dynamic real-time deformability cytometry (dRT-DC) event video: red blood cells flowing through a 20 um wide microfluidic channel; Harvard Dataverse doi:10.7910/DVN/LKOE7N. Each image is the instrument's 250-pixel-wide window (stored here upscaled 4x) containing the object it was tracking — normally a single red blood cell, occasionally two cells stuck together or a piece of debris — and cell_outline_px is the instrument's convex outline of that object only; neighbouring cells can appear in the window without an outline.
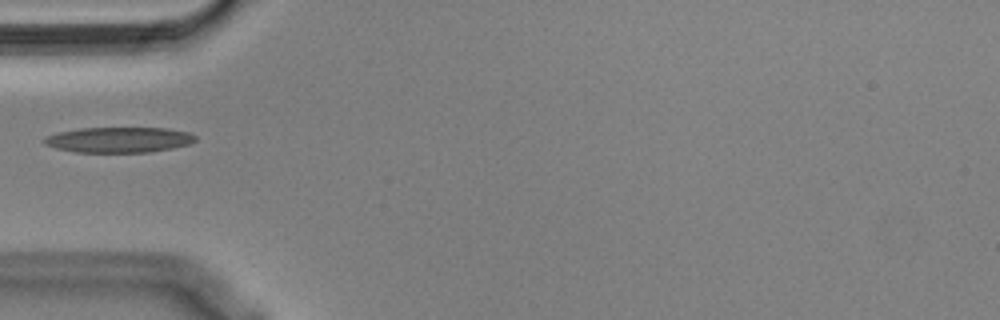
{"species": "Egyptian fruit bat (a non-hibernating species)", "species_latin": "Rousettus aegyptiacus", "temperature_condition": "cold", "stored_images_in_passage": 36, "camera_frame_rate_fps": 3000, "um_per_image_px": 0.085, "animal": {"sex": "male"}, "frame": {"image": 1, "passage_image": 1, "time_ms": 0.0, "image_size_px": [1000, 320], "cell_outline_px": [[196, 140], [188, 144], [172, 148], [148, 152], [76, 152], [56, 148], [44, 144], [44, 136], [56, 132], [80, 128], [164, 128], [188, 132], [196, 136]], "centroid_in_image_um": [10.06, 11.88], "position_along_channel_um": 74.9, "area_um2": 22.37}}
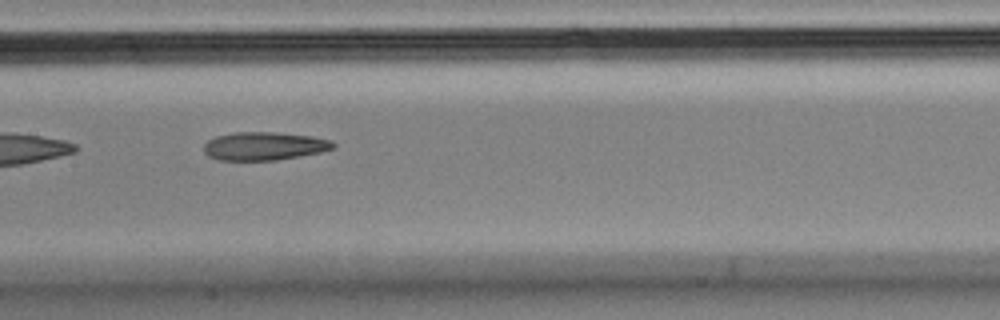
{"frame": {"image": 2, "passage_image": 10, "time_ms": 3.0, "image_size_px": [1000, 320], "cell_outline_px": [[336, 148], [320, 152], [300, 156], [276, 160], [220, 160], [208, 156], [204, 152], [204, 144], [208, 140], [216, 136], [236, 132], [272, 132], [312, 136], [332, 140], [336, 144]], "centroid_in_image_um": [22.48, 12.41], "position_along_channel_um": 184.9, "area_um2": 21.33}}
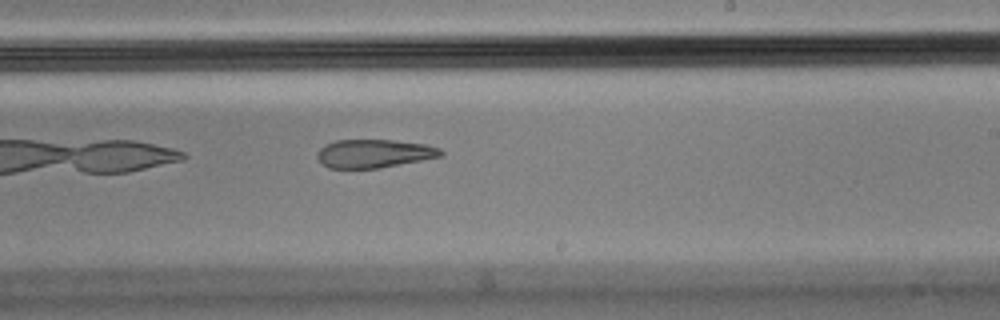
{"frame": {"image": 3, "passage_image": 16, "time_ms": 5.0, "image_size_px": [1000, 320], "cell_outline_px": [[444, 156], [380, 168], [328, 168], [316, 156], [320, 148], [324, 144], [336, 140], [392, 140], [424, 144], [440, 148], [444, 152]], "centroid_in_image_um": [31.82, 13.05], "position_along_channel_um": 257.2, "area_um2": 20.46}}